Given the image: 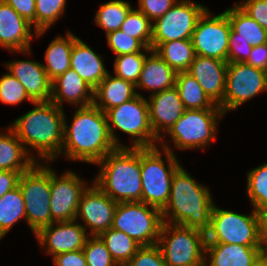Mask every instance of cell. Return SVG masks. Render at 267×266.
<instances>
[{"label":"cell","mask_w":267,"mask_h":266,"mask_svg":"<svg viewBox=\"0 0 267 266\" xmlns=\"http://www.w3.org/2000/svg\"><path fill=\"white\" fill-rule=\"evenodd\" d=\"M32 24L20 16L9 4L0 0V48L28 53L31 51Z\"/></svg>","instance_id":"cell-20"},{"label":"cell","mask_w":267,"mask_h":266,"mask_svg":"<svg viewBox=\"0 0 267 266\" xmlns=\"http://www.w3.org/2000/svg\"><path fill=\"white\" fill-rule=\"evenodd\" d=\"M247 194L254 210L262 213L267 209V163L247 174Z\"/></svg>","instance_id":"cell-35"},{"label":"cell","mask_w":267,"mask_h":266,"mask_svg":"<svg viewBox=\"0 0 267 266\" xmlns=\"http://www.w3.org/2000/svg\"><path fill=\"white\" fill-rule=\"evenodd\" d=\"M221 109H185L178 121L166 132L179 149L203 148L216 139ZM218 118V119H217Z\"/></svg>","instance_id":"cell-11"},{"label":"cell","mask_w":267,"mask_h":266,"mask_svg":"<svg viewBox=\"0 0 267 266\" xmlns=\"http://www.w3.org/2000/svg\"><path fill=\"white\" fill-rule=\"evenodd\" d=\"M99 237L118 266H125L141 247L127 234L113 228L101 233Z\"/></svg>","instance_id":"cell-33"},{"label":"cell","mask_w":267,"mask_h":266,"mask_svg":"<svg viewBox=\"0 0 267 266\" xmlns=\"http://www.w3.org/2000/svg\"><path fill=\"white\" fill-rule=\"evenodd\" d=\"M23 172L11 170L0 171V198L8 191L18 186L20 175Z\"/></svg>","instance_id":"cell-49"},{"label":"cell","mask_w":267,"mask_h":266,"mask_svg":"<svg viewBox=\"0 0 267 266\" xmlns=\"http://www.w3.org/2000/svg\"><path fill=\"white\" fill-rule=\"evenodd\" d=\"M82 250L86 258L87 266H118L99 236L87 238Z\"/></svg>","instance_id":"cell-39"},{"label":"cell","mask_w":267,"mask_h":266,"mask_svg":"<svg viewBox=\"0 0 267 266\" xmlns=\"http://www.w3.org/2000/svg\"><path fill=\"white\" fill-rule=\"evenodd\" d=\"M71 125L64 117L62 153L70 160L96 164L117 146L108 129L106 114L94 105L79 107Z\"/></svg>","instance_id":"cell-1"},{"label":"cell","mask_w":267,"mask_h":266,"mask_svg":"<svg viewBox=\"0 0 267 266\" xmlns=\"http://www.w3.org/2000/svg\"><path fill=\"white\" fill-rule=\"evenodd\" d=\"M175 86L185 109H221L210 100L197 80L187 71L177 73Z\"/></svg>","instance_id":"cell-31"},{"label":"cell","mask_w":267,"mask_h":266,"mask_svg":"<svg viewBox=\"0 0 267 266\" xmlns=\"http://www.w3.org/2000/svg\"><path fill=\"white\" fill-rule=\"evenodd\" d=\"M9 73L25 88L34 102L51 101V83L42 63L16 60L6 63Z\"/></svg>","instance_id":"cell-21"},{"label":"cell","mask_w":267,"mask_h":266,"mask_svg":"<svg viewBox=\"0 0 267 266\" xmlns=\"http://www.w3.org/2000/svg\"><path fill=\"white\" fill-rule=\"evenodd\" d=\"M27 99L34 101L27 95L24 86L10 73L0 77V101L8 105H16Z\"/></svg>","instance_id":"cell-40"},{"label":"cell","mask_w":267,"mask_h":266,"mask_svg":"<svg viewBox=\"0 0 267 266\" xmlns=\"http://www.w3.org/2000/svg\"><path fill=\"white\" fill-rule=\"evenodd\" d=\"M96 165L101 170L93 183L105 194L118 203L142 202L140 148L117 147Z\"/></svg>","instance_id":"cell-4"},{"label":"cell","mask_w":267,"mask_h":266,"mask_svg":"<svg viewBox=\"0 0 267 266\" xmlns=\"http://www.w3.org/2000/svg\"><path fill=\"white\" fill-rule=\"evenodd\" d=\"M151 22L141 11L132 8L121 25L120 31L138 39L145 47L151 48Z\"/></svg>","instance_id":"cell-36"},{"label":"cell","mask_w":267,"mask_h":266,"mask_svg":"<svg viewBox=\"0 0 267 266\" xmlns=\"http://www.w3.org/2000/svg\"><path fill=\"white\" fill-rule=\"evenodd\" d=\"M262 91H267L266 71L244 62L228 63L223 112L235 110Z\"/></svg>","instance_id":"cell-13"},{"label":"cell","mask_w":267,"mask_h":266,"mask_svg":"<svg viewBox=\"0 0 267 266\" xmlns=\"http://www.w3.org/2000/svg\"><path fill=\"white\" fill-rule=\"evenodd\" d=\"M245 63L267 72V43L253 47Z\"/></svg>","instance_id":"cell-48"},{"label":"cell","mask_w":267,"mask_h":266,"mask_svg":"<svg viewBox=\"0 0 267 266\" xmlns=\"http://www.w3.org/2000/svg\"><path fill=\"white\" fill-rule=\"evenodd\" d=\"M138 95L136 85L117 76L108 75L99 83L93 92V105L104 113ZM100 100L99 102H97Z\"/></svg>","instance_id":"cell-25"},{"label":"cell","mask_w":267,"mask_h":266,"mask_svg":"<svg viewBox=\"0 0 267 266\" xmlns=\"http://www.w3.org/2000/svg\"><path fill=\"white\" fill-rule=\"evenodd\" d=\"M55 266H87L83 250L61 253L53 257Z\"/></svg>","instance_id":"cell-47"},{"label":"cell","mask_w":267,"mask_h":266,"mask_svg":"<svg viewBox=\"0 0 267 266\" xmlns=\"http://www.w3.org/2000/svg\"><path fill=\"white\" fill-rule=\"evenodd\" d=\"M139 8L152 23L171 9L178 0H138Z\"/></svg>","instance_id":"cell-43"},{"label":"cell","mask_w":267,"mask_h":266,"mask_svg":"<svg viewBox=\"0 0 267 266\" xmlns=\"http://www.w3.org/2000/svg\"><path fill=\"white\" fill-rule=\"evenodd\" d=\"M154 52L176 73L188 71L196 56L191 39L161 43Z\"/></svg>","instance_id":"cell-30"},{"label":"cell","mask_w":267,"mask_h":266,"mask_svg":"<svg viewBox=\"0 0 267 266\" xmlns=\"http://www.w3.org/2000/svg\"><path fill=\"white\" fill-rule=\"evenodd\" d=\"M264 246H244L226 243H206L205 255L209 265L204 266H253L263 255Z\"/></svg>","instance_id":"cell-23"},{"label":"cell","mask_w":267,"mask_h":266,"mask_svg":"<svg viewBox=\"0 0 267 266\" xmlns=\"http://www.w3.org/2000/svg\"><path fill=\"white\" fill-rule=\"evenodd\" d=\"M261 214H262L263 234L267 235V209H265Z\"/></svg>","instance_id":"cell-50"},{"label":"cell","mask_w":267,"mask_h":266,"mask_svg":"<svg viewBox=\"0 0 267 266\" xmlns=\"http://www.w3.org/2000/svg\"><path fill=\"white\" fill-rule=\"evenodd\" d=\"M263 255L267 258V235H264V249Z\"/></svg>","instance_id":"cell-52"},{"label":"cell","mask_w":267,"mask_h":266,"mask_svg":"<svg viewBox=\"0 0 267 266\" xmlns=\"http://www.w3.org/2000/svg\"><path fill=\"white\" fill-rule=\"evenodd\" d=\"M228 62L196 55L188 73L200 84L210 100L223 111Z\"/></svg>","instance_id":"cell-18"},{"label":"cell","mask_w":267,"mask_h":266,"mask_svg":"<svg viewBox=\"0 0 267 266\" xmlns=\"http://www.w3.org/2000/svg\"><path fill=\"white\" fill-rule=\"evenodd\" d=\"M117 204L118 202L93 183L80 198L76 219L81 217L85 223L83 227L87 229L88 226L91 229L87 234L99 236L111 228Z\"/></svg>","instance_id":"cell-16"},{"label":"cell","mask_w":267,"mask_h":266,"mask_svg":"<svg viewBox=\"0 0 267 266\" xmlns=\"http://www.w3.org/2000/svg\"><path fill=\"white\" fill-rule=\"evenodd\" d=\"M105 114L110 137L117 147L127 146L119 143L118 138L115 136V129H119L131 136L133 145L130 147L157 146L155 141L157 143L159 139L154 135L150 126L147 99L140 93L133 99L107 110Z\"/></svg>","instance_id":"cell-8"},{"label":"cell","mask_w":267,"mask_h":266,"mask_svg":"<svg viewBox=\"0 0 267 266\" xmlns=\"http://www.w3.org/2000/svg\"><path fill=\"white\" fill-rule=\"evenodd\" d=\"M93 92L94 89L71 68L51 83V101L60 108L64 99L75 106L80 104L79 107L93 105Z\"/></svg>","instance_id":"cell-22"},{"label":"cell","mask_w":267,"mask_h":266,"mask_svg":"<svg viewBox=\"0 0 267 266\" xmlns=\"http://www.w3.org/2000/svg\"><path fill=\"white\" fill-rule=\"evenodd\" d=\"M47 165L36 162L20 175L18 182L25 202L26 222L34 234L53 223L50 211L51 167Z\"/></svg>","instance_id":"cell-9"},{"label":"cell","mask_w":267,"mask_h":266,"mask_svg":"<svg viewBox=\"0 0 267 266\" xmlns=\"http://www.w3.org/2000/svg\"><path fill=\"white\" fill-rule=\"evenodd\" d=\"M253 46L243 40H229L228 63L246 62Z\"/></svg>","instance_id":"cell-46"},{"label":"cell","mask_w":267,"mask_h":266,"mask_svg":"<svg viewBox=\"0 0 267 266\" xmlns=\"http://www.w3.org/2000/svg\"><path fill=\"white\" fill-rule=\"evenodd\" d=\"M21 218L26 220L25 202L19 185L0 198V240Z\"/></svg>","instance_id":"cell-32"},{"label":"cell","mask_w":267,"mask_h":266,"mask_svg":"<svg viewBox=\"0 0 267 266\" xmlns=\"http://www.w3.org/2000/svg\"><path fill=\"white\" fill-rule=\"evenodd\" d=\"M77 38L68 31L66 36L58 35L49 43L45 53L46 65H42L51 81L70 68L71 50Z\"/></svg>","instance_id":"cell-29"},{"label":"cell","mask_w":267,"mask_h":266,"mask_svg":"<svg viewBox=\"0 0 267 266\" xmlns=\"http://www.w3.org/2000/svg\"><path fill=\"white\" fill-rule=\"evenodd\" d=\"M5 134L0 133V171H28L37 161L29 149L18 139L11 127ZM28 154V155H27Z\"/></svg>","instance_id":"cell-27"},{"label":"cell","mask_w":267,"mask_h":266,"mask_svg":"<svg viewBox=\"0 0 267 266\" xmlns=\"http://www.w3.org/2000/svg\"><path fill=\"white\" fill-rule=\"evenodd\" d=\"M109 47L116 56L135 53V52H151V48L145 47L138 39H135L120 30L110 32L106 35ZM142 49V50H141Z\"/></svg>","instance_id":"cell-41"},{"label":"cell","mask_w":267,"mask_h":266,"mask_svg":"<svg viewBox=\"0 0 267 266\" xmlns=\"http://www.w3.org/2000/svg\"><path fill=\"white\" fill-rule=\"evenodd\" d=\"M67 0H35L36 36H41L61 17L65 11Z\"/></svg>","instance_id":"cell-37"},{"label":"cell","mask_w":267,"mask_h":266,"mask_svg":"<svg viewBox=\"0 0 267 266\" xmlns=\"http://www.w3.org/2000/svg\"><path fill=\"white\" fill-rule=\"evenodd\" d=\"M9 4L20 16L34 25L36 33V5L35 0H3Z\"/></svg>","instance_id":"cell-45"},{"label":"cell","mask_w":267,"mask_h":266,"mask_svg":"<svg viewBox=\"0 0 267 266\" xmlns=\"http://www.w3.org/2000/svg\"><path fill=\"white\" fill-rule=\"evenodd\" d=\"M86 229L75 220L53 222L42 227L35 236L41 247L48 254L56 256L61 253L82 250L87 240Z\"/></svg>","instance_id":"cell-17"},{"label":"cell","mask_w":267,"mask_h":266,"mask_svg":"<svg viewBox=\"0 0 267 266\" xmlns=\"http://www.w3.org/2000/svg\"><path fill=\"white\" fill-rule=\"evenodd\" d=\"M57 176L51 169L50 211L53 222L75 220L80 198L89 185L72 171Z\"/></svg>","instance_id":"cell-15"},{"label":"cell","mask_w":267,"mask_h":266,"mask_svg":"<svg viewBox=\"0 0 267 266\" xmlns=\"http://www.w3.org/2000/svg\"><path fill=\"white\" fill-rule=\"evenodd\" d=\"M253 266H267V258L262 255L260 259Z\"/></svg>","instance_id":"cell-51"},{"label":"cell","mask_w":267,"mask_h":266,"mask_svg":"<svg viewBox=\"0 0 267 266\" xmlns=\"http://www.w3.org/2000/svg\"><path fill=\"white\" fill-rule=\"evenodd\" d=\"M208 9L197 20L191 41L196 55L228 62L231 26L225 12L216 16Z\"/></svg>","instance_id":"cell-14"},{"label":"cell","mask_w":267,"mask_h":266,"mask_svg":"<svg viewBox=\"0 0 267 266\" xmlns=\"http://www.w3.org/2000/svg\"><path fill=\"white\" fill-rule=\"evenodd\" d=\"M132 9L129 2L111 0L100 6L95 15V23L105 30L106 35L120 30L128 12Z\"/></svg>","instance_id":"cell-34"},{"label":"cell","mask_w":267,"mask_h":266,"mask_svg":"<svg viewBox=\"0 0 267 266\" xmlns=\"http://www.w3.org/2000/svg\"><path fill=\"white\" fill-rule=\"evenodd\" d=\"M207 8L190 0H179L152 24L151 49L173 40L191 39L197 20Z\"/></svg>","instance_id":"cell-12"},{"label":"cell","mask_w":267,"mask_h":266,"mask_svg":"<svg viewBox=\"0 0 267 266\" xmlns=\"http://www.w3.org/2000/svg\"><path fill=\"white\" fill-rule=\"evenodd\" d=\"M151 208V209H150ZM162 211L141 201L118 203L111 228L124 232L140 246L158 243Z\"/></svg>","instance_id":"cell-10"},{"label":"cell","mask_w":267,"mask_h":266,"mask_svg":"<svg viewBox=\"0 0 267 266\" xmlns=\"http://www.w3.org/2000/svg\"><path fill=\"white\" fill-rule=\"evenodd\" d=\"M70 68L93 89L108 75L102 57L96 54L86 43L77 38L71 50Z\"/></svg>","instance_id":"cell-24"},{"label":"cell","mask_w":267,"mask_h":266,"mask_svg":"<svg viewBox=\"0 0 267 266\" xmlns=\"http://www.w3.org/2000/svg\"><path fill=\"white\" fill-rule=\"evenodd\" d=\"M33 104L35 108L17 118L10 127L23 145L38 152V159L51 162L63 147L64 110L52 101Z\"/></svg>","instance_id":"cell-3"},{"label":"cell","mask_w":267,"mask_h":266,"mask_svg":"<svg viewBox=\"0 0 267 266\" xmlns=\"http://www.w3.org/2000/svg\"><path fill=\"white\" fill-rule=\"evenodd\" d=\"M159 141L163 143L161 147L168 167L166 168L157 146L140 148V165L142 202L162 211L170 198L173 174L181 165L173 149L162 142V139Z\"/></svg>","instance_id":"cell-5"},{"label":"cell","mask_w":267,"mask_h":266,"mask_svg":"<svg viewBox=\"0 0 267 266\" xmlns=\"http://www.w3.org/2000/svg\"><path fill=\"white\" fill-rule=\"evenodd\" d=\"M224 12L231 26L229 40H243L253 47L267 43V30L237 4Z\"/></svg>","instance_id":"cell-28"},{"label":"cell","mask_w":267,"mask_h":266,"mask_svg":"<svg viewBox=\"0 0 267 266\" xmlns=\"http://www.w3.org/2000/svg\"><path fill=\"white\" fill-rule=\"evenodd\" d=\"M148 103L149 122L154 135L163 139L160 130L165 133L180 119L185 111L176 86L161 92L150 94Z\"/></svg>","instance_id":"cell-19"},{"label":"cell","mask_w":267,"mask_h":266,"mask_svg":"<svg viewBox=\"0 0 267 266\" xmlns=\"http://www.w3.org/2000/svg\"><path fill=\"white\" fill-rule=\"evenodd\" d=\"M237 5L267 30V0H244Z\"/></svg>","instance_id":"cell-44"},{"label":"cell","mask_w":267,"mask_h":266,"mask_svg":"<svg viewBox=\"0 0 267 266\" xmlns=\"http://www.w3.org/2000/svg\"><path fill=\"white\" fill-rule=\"evenodd\" d=\"M213 205L207 187L197 183L180 166L173 174L170 198L162 210L163 222L183 225L206 233L210 228ZM168 216H171L170 219Z\"/></svg>","instance_id":"cell-2"},{"label":"cell","mask_w":267,"mask_h":266,"mask_svg":"<svg viewBox=\"0 0 267 266\" xmlns=\"http://www.w3.org/2000/svg\"><path fill=\"white\" fill-rule=\"evenodd\" d=\"M146 56L147 55L142 52L116 56L113 66L115 76L136 85Z\"/></svg>","instance_id":"cell-38"},{"label":"cell","mask_w":267,"mask_h":266,"mask_svg":"<svg viewBox=\"0 0 267 266\" xmlns=\"http://www.w3.org/2000/svg\"><path fill=\"white\" fill-rule=\"evenodd\" d=\"M157 245L167 266L205 265L206 233L201 230L163 222Z\"/></svg>","instance_id":"cell-7"},{"label":"cell","mask_w":267,"mask_h":266,"mask_svg":"<svg viewBox=\"0 0 267 266\" xmlns=\"http://www.w3.org/2000/svg\"><path fill=\"white\" fill-rule=\"evenodd\" d=\"M125 266H167L159 246H141Z\"/></svg>","instance_id":"cell-42"},{"label":"cell","mask_w":267,"mask_h":266,"mask_svg":"<svg viewBox=\"0 0 267 266\" xmlns=\"http://www.w3.org/2000/svg\"><path fill=\"white\" fill-rule=\"evenodd\" d=\"M206 243L264 246L262 214L253 209L244 215L213 205Z\"/></svg>","instance_id":"cell-6"},{"label":"cell","mask_w":267,"mask_h":266,"mask_svg":"<svg viewBox=\"0 0 267 266\" xmlns=\"http://www.w3.org/2000/svg\"><path fill=\"white\" fill-rule=\"evenodd\" d=\"M146 56L136 89L161 92L175 86L177 73L153 50Z\"/></svg>","instance_id":"cell-26"}]
</instances>
